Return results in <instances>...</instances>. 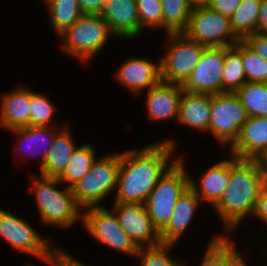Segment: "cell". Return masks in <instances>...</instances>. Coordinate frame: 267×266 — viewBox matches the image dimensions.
<instances>
[{
	"label": "cell",
	"instance_id": "1",
	"mask_svg": "<svg viewBox=\"0 0 267 266\" xmlns=\"http://www.w3.org/2000/svg\"><path fill=\"white\" fill-rule=\"evenodd\" d=\"M174 147L175 142L167 139L139 151L122 152L114 202L145 204L159 179L169 169L167 163Z\"/></svg>",
	"mask_w": 267,
	"mask_h": 266
},
{
	"label": "cell",
	"instance_id": "2",
	"mask_svg": "<svg viewBox=\"0 0 267 266\" xmlns=\"http://www.w3.org/2000/svg\"><path fill=\"white\" fill-rule=\"evenodd\" d=\"M265 186L262 169L256 159L230 160V179L214 210L227 228L224 236L234 232L246 216L254 215L257 199Z\"/></svg>",
	"mask_w": 267,
	"mask_h": 266
},
{
	"label": "cell",
	"instance_id": "3",
	"mask_svg": "<svg viewBox=\"0 0 267 266\" xmlns=\"http://www.w3.org/2000/svg\"><path fill=\"white\" fill-rule=\"evenodd\" d=\"M34 177L32 190L36 194V202L40 219L45 224L70 227L79 218H83L82 208L77 203L70 187L57 189L61 182L58 178Z\"/></svg>",
	"mask_w": 267,
	"mask_h": 266
},
{
	"label": "cell",
	"instance_id": "4",
	"mask_svg": "<svg viewBox=\"0 0 267 266\" xmlns=\"http://www.w3.org/2000/svg\"><path fill=\"white\" fill-rule=\"evenodd\" d=\"M183 159L176 158L169 165L145 202L149 218L159 232L168 224L179 197L190 187Z\"/></svg>",
	"mask_w": 267,
	"mask_h": 266
},
{
	"label": "cell",
	"instance_id": "5",
	"mask_svg": "<svg viewBox=\"0 0 267 266\" xmlns=\"http://www.w3.org/2000/svg\"><path fill=\"white\" fill-rule=\"evenodd\" d=\"M120 165L121 153L96 159L83 178L71 187L82 209L99 207V203L116 189Z\"/></svg>",
	"mask_w": 267,
	"mask_h": 266
},
{
	"label": "cell",
	"instance_id": "6",
	"mask_svg": "<svg viewBox=\"0 0 267 266\" xmlns=\"http://www.w3.org/2000/svg\"><path fill=\"white\" fill-rule=\"evenodd\" d=\"M109 35L114 34L102 16L88 14H83L60 34L65 53L84 62H90V58L103 49Z\"/></svg>",
	"mask_w": 267,
	"mask_h": 266
},
{
	"label": "cell",
	"instance_id": "7",
	"mask_svg": "<svg viewBox=\"0 0 267 266\" xmlns=\"http://www.w3.org/2000/svg\"><path fill=\"white\" fill-rule=\"evenodd\" d=\"M183 34L205 47H230L240 41L231 28L230 17L206 5L193 6Z\"/></svg>",
	"mask_w": 267,
	"mask_h": 266
},
{
	"label": "cell",
	"instance_id": "8",
	"mask_svg": "<svg viewBox=\"0 0 267 266\" xmlns=\"http://www.w3.org/2000/svg\"><path fill=\"white\" fill-rule=\"evenodd\" d=\"M167 52L160 60L161 81L182 85L200 60L205 46L190 40L183 33L167 34Z\"/></svg>",
	"mask_w": 267,
	"mask_h": 266
},
{
	"label": "cell",
	"instance_id": "9",
	"mask_svg": "<svg viewBox=\"0 0 267 266\" xmlns=\"http://www.w3.org/2000/svg\"><path fill=\"white\" fill-rule=\"evenodd\" d=\"M248 116L238 96L232 92L211 95L210 131L220 143L233 144Z\"/></svg>",
	"mask_w": 267,
	"mask_h": 266
},
{
	"label": "cell",
	"instance_id": "10",
	"mask_svg": "<svg viewBox=\"0 0 267 266\" xmlns=\"http://www.w3.org/2000/svg\"><path fill=\"white\" fill-rule=\"evenodd\" d=\"M86 210H83L82 221L92 237L123 254L130 256L137 254L139 248L121 228L114 211H108L103 206L90 207Z\"/></svg>",
	"mask_w": 267,
	"mask_h": 266
},
{
	"label": "cell",
	"instance_id": "11",
	"mask_svg": "<svg viewBox=\"0 0 267 266\" xmlns=\"http://www.w3.org/2000/svg\"><path fill=\"white\" fill-rule=\"evenodd\" d=\"M225 47H206L188 79L181 85L190 93H222V71Z\"/></svg>",
	"mask_w": 267,
	"mask_h": 266
},
{
	"label": "cell",
	"instance_id": "12",
	"mask_svg": "<svg viewBox=\"0 0 267 266\" xmlns=\"http://www.w3.org/2000/svg\"><path fill=\"white\" fill-rule=\"evenodd\" d=\"M0 237L14 250L23 251L41 260L51 254L49 240L43 239L37 231L22 218L0 209Z\"/></svg>",
	"mask_w": 267,
	"mask_h": 266
},
{
	"label": "cell",
	"instance_id": "13",
	"mask_svg": "<svg viewBox=\"0 0 267 266\" xmlns=\"http://www.w3.org/2000/svg\"><path fill=\"white\" fill-rule=\"evenodd\" d=\"M113 211L121 228L138 248L161 243L159 231L149 218L144 203L114 202Z\"/></svg>",
	"mask_w": 267,
	"mask_h": 266
},
{
	"label": "cell",
	"instance_id": "14",
	"mask_svg": "<svg viewBox=\"0 0 267 266\" xmlns=\"http://www.w3.org/2000/svg\"><path fill=\"white\" fill-rule=\"evenodd\" d=\"M101 16L115 37L131 39L140 34L136 0H106Z\"/></svg>",
	"mask_w": 267,
	"mask_h": 266
},
{
	"label": "cell",
	"instance_id": "15",
	"mask_svg": "<svg viewBox=\"0 0 267 266\" xmlns=\"http://www.w3.org/2000/svg\"><path fill=\"white\" fill-rule=\"evenodd\" d=\"M230 150L237 158L257 160L267 150V117H248Z\"/></svg>",
	"mask_w": 267,
	"mask_h": 266
},
{
	"label": "cell",
	"instance_id": "16",
	"mask_svg": "<svg viewBox=\"0 0 267 266\" xmlns=\"http://www.w3.org/2000/svg\"><path fill=\"white\" fill-rule=\"evenodd\" d=\"M124 61L116 73L118 82L129 90L136 92L147 91L161 81L160 63L153 64L146 58H129Z\"/></svg>",
	"mask_w": 267,
	"mask_h": 266
},
{
	"label": "cell",
	"instance_id": "17",
	"mask_svg": "<svg viewBox=\"0 0 267 266\" xmlns=\"http://www.w3.org/2000/svg\"><path fill=\"white\" fill-rule=\"evenodd\" d=\"M183 88L179 84L160 81L147 92L146 109L150 120L178 119Z\"/></svg>",
	"mask_w": 267,
	"mask_h": 266
},
{
	"label": "cell",
	"instance_id": "18",
	"mask_svg": "<svg viewBox=\"0 0 267 266\" xmlns=\"http://www.w3.org/2000/svg\"><path fill=\"white\" fill-rule=\"evenodd\" d=\"M200 204V199L189 187L177 200L174 211L168 224L159 232L162 243L175 244L187 229L196 208Z\"/></svg>",
	"mask_w": 267,
	"mask_h": 266
},
{
	"label": "cell",
	"instance_id": "19",
	"mask_svg": "<svg viewBox=\"0 0 267 266\" xmlns=\"http://www.w3.org/2000/svg\"><path fill=\"white\" fill-rule=\"evenodd\" d=\"M0 112V127L14 130L29 126L30 90L17 87L3 95Z\"/></svg>",
	"mask_w": 267,
	"mask_h": 266
},
{
	"label": "cell",
	"instance_id": "20",
	"mask_svg": "<svg viewBox=\"0 0 267 266\" xmlns=\"http://www.w3.org/2000/svg\"><path fill=\"white\" fill-rule=\"evenodd\" d=\"M211 115V95L182 92L178 121L198 131L207 132Z\"/></svg>",
	"mask_w": 267,
	"mask_h": 266
},
{
	"label": "cell",
	"instance_id": "21",
	"mask_svg": "<svg viewBox=\"0 0 267 266\" xmlns=\"http://www.w3.org/2000/svg\"><path fill=\"white\" fill-rule=\"evenodd\" d=\"M230 179V160H223L213 164L202 177L198 188L190 177V187L200 200L210 202L215 206L221 199Z\"/></svg>",
	"mask_w": 267,
	"mask_h": 266
},
{
	"label": "cell",
	"instance_id": "22",
	"mask_svg": "<svg viewBox=\"0 0 267 266\" xmlns=\"http://www.w3.org/2000/svg\"><path fill=\"white\" fill-rule=\"evenodd\" d=\"M70 132L65 128L55 134L53 144L44 164L40 167L41 175L58 178L65 170L76 148Z\"/></svg>",
	"mask_w": 267,
	"mask_h": 266
},
{
	"label": "cell",
	"instance_id": "23",
	"mask_svg": "<svg viewBox=\"0 0 267 266\" xmlns=\"http://www.w3.org/2000/svg\"><path fill=\"white\" fill-rule=\"evenodd\" d=\"M246 82L242 60V40L235 45L225 47V59L222 71V93H235Z\"/></svg>",
	"mask_w": 267,
	"mask_h": 266
},
{
	"label": "cell",
	"instance_id": "24",
	"mask_svg": "<svg viewBox=\"0 0 267 266\" xmlns=\"http://www.w3.org/2000/svg\"><path fill=\"white\" fill-rule=\"evenodd\" d=\"M49 128H51V130H52V126H26L23 128L10 130L12 132H15L16 135H19L18 137H20L19 138L20 141H18V143H21L20 144L21 146L16 143L15 145H17V146L14 145L15 151L17 152L18 148L20 149V147H21L26 152L28 149H25V148L28 145L31 148L28 151H30V150L35 151L36 149L42 147L43 152L41 151V153H42L43 159L41 161V165H40V167H41L44 164V162L48 156V153L51 149V145L53 144L55 134H56L54 130L51 133V130ZM27 142L30 144H27ZM24 146H25V148H24ZM32 153H33V156H36L40 153V150L39 151L36 150V155L34 152H32Z\"/></svg>",
	"mask_w": 267,
	"mask_h": 266
},
{
	"label": "cell",
	"instance_id": "25",
	"mask_svg": "<svg viewBox=\"0 0 267 266\" xmlns=\"http://www.w3.org/2000/svg\"><path fill=\"white\" fill-rule=\"evenodd\" d=\"M162 27L166 34L183 33L188 25L193 5L189 0H160Z\"/></svg>",
	"mask_w": 267,
	"mask_h": 266
},
{
	"label": "cell",
	"instance_id": "26",
	"mask_svg": "<svg viewBox=\"0 0 267 266\" xmlns=\"http://www.w3.org/2000/svg\"><path fill=\"white\" fill-rule=\"evenodd\" d=\"M94 147L89 143H86L80 147L76 146L71 158L63 171L58 177V180L62 183H67L68 187H72L89 171L92 164L95 161Z\"/></svg>",
	"mask_w": 267,
	"mask_h": 266
},
{
	"label": "cell",
	"instance_id": "27",
	"mask_svg": "<svg viewBox=\"0 0 267 266\" xmlns=\"http://www.w3.org/2000/svg\"><path fill=\"white\" fill-rule=\"evenodd\" d=\"M235 94L248 117H267V83L245 82Z\"/></svg>",
	"mask_w": 267,
	"mask_h": 266
},
{
	"label": "cell",
	"instance_id": "28",
	"mask_svg": "<svg viewBox=\"0 0 267 266\" xmlns=\"http://www.w3.org/2000/svg\"><path fill=\"white\" fill-rule=\"evenodd\" d=\"M261 1L262 0H242L239 7L230 17L231 28L240 40L257 32Z\"/></svg>",
	"mask_w": 267,
	"mask_h": 266
},
{
	"label": "cell",
	"instance_id": "29",
	"mask_svg": "<svg viewBox=\"0 0 267 266\" xmlns=\"http://www.w3.org/2000/svg\"><path fill=\"white\" fill-rule=\"evenodd\" d=\"M48 6L50 21L54 31L62 34L82 15L77 0H43Z\"/></svg>",
	"mask_w": 267,
	"mask_h": 266
},
{
	"label": "cell",
	"instance_id": "30",
	"mask_svg": "<svg viewBox=\"0 0 267 266\" xmlns=\"http://www.w3.org/2000/svg\"><path fill=\"white\" fill-rule=\"evenodd\" d=\"M228 236H215L204 253L200 266H232L241 254Z\"/></svg>",
	"mask_w": 267,
	"mask_h": 266
},
{
	"label": "cell",
	"instance_id": "31",
	"mask_svg": "<svg viewBox=\"0 0 267 266\" xmlns=\"http://www.w3.org/2000/svg\"><path fill=\"white\" fill-rule=\"evenodd\" d=\"M173 243H160L138 249L135 257H140L141 266H183V263L172 259L168 254Z\"/></svg>",
	"mask_w": 267,
	"mask_h": 266
},
{
	"label": "cell",
	"instance_id": "32",
	"mask_svg": "<svg viewBox=\"0 0 267 266\" xmlns=\"http://www.w3.org/2000/svg\"><path fill=\"white\" fill-rule=\"evenodd\" d=\"M242 60L246 82L267 83V60L242 41Z\"/></svg>",
	"mask_w": 267,
	"mask_h": 266
},
{
	"label": "cell",
	"instance_id": "33",
	"mask_svg": "<svg viewBox=\"0 0 267 266\" xmlns=\"http://www.w3.org/2000/svg\"><path fill=\"white\" fill-rule=\"evenodd\" d=\"M54 106L46 95L30 90L29 126H50Z\"/></svg>",
	"mask_w": 267,
	"mask_h": 266
},
{
	"label": "cell",
	"instance_id": "34",
	"mask_svg": "<svg viewBox=\"0 0 267 266\" xmlns=\"http://www.w3.org/2000/svg\"><path fill=\"white\" fill-rule=\"evenodd\" d=\"M140 21V33L144 26L149 28L162 27V8L160 0H136Z\"/></svg>",
	"mask_w": 267,
	"mask_h": 266
},
{
	"label": "cell",
	"instance_id": "35",
	"mask_svg": "<svg viewBox=\"0 0 267 266\" xmlns=\"http://www.w3.org/2000/svg\"><path fill=\"white\" fill-rule=\"evenodd\" d=\"M53 252V253H52ZM42 260L50 263V266H87L81 263L79 260L73 258L70 254H67L64 250L53 248L51 254L44 257Z\"/></svg>",
	"mask_w": 267,
	"mask_h": 266
},
{
	"label": "cell",
	"instance_id": "36",
	"mask_svg": "<svg viewBox=\"0 0 267 266\" xmlns=\"http://www.w3.org/2000/svg\"><path fill=\"white\" fill-rule=\"evenodd\" d=\"M242 41L255 53L267 60V35L256 32L246 36Z\"/></svg>",
	"mask_w": 267,
	"mask_h": 266
},
{
	"label": "cell",
	"instance_id": "37",
	"mask_svg": "<svg viewBox=\"0 0 267 266\" xmlns=\"http://www.w3.org/2000/svg\"><path fill=\"white\" fill-rule=\"evenodd\" d=\"M241 1L242 0H209L206 6L222 15L231 17L241 4Z\"/></svg>",
	"mask_w": 267,
	"mask_h": 266
},
{
	"label": "cell",
	"instance_id": "38",
	"mask_svg": "<svg viewBox=\"0 0 267 266\" xmlns=\"http://www.w3.org/2000/svg\"><path fill=\"white\" fill-rule=\"evenodd\" d=\"M83 14L101 15L106 0H77Z\"/></svg>",
	"mask_w": 267,
	"mask_h": 266
},
{
	"label": "cell",
	"instance_id": "39",
	"mask_svg": "<svg viewBox=\"0 0 267 266\" xmlns=\"http://www.w3.org/2000/svg\"><path fill=\"white\" fill-rule=\"evenodd\" d=\"M253 216H255V218H259L267 226V185H265L260 191Z\"/></svg>",
	"mask_w": 267,
	"mask_h": 266
},
{
	"label": "cell",
	"instance_id": "40",
	"mask_svg": "<svg viewBox=\"0 0 267 266\" xmlns=\"http://www.w3.org/2000/svg\"><path fill=\"white\" fill-rule=\"evenodd\" d=\"M257 33L267 35V0H262L260 4Z\"/></svg>",
	"mask_w": 267,
	"mask_h": 266
},
{
	"label": "cell",
	"instance_id": "41",
	"mask_svg": "<svg viewBox=\"0 0 267 266\" xmlns=\"http://www.w3.org/2000/svg\"><path fill=\"white\" fill-rule=\"evenodd\" d=\"M257 161L260 165V168L262 169L265 185H267V150L259 156Z\"/></svg>",
	"mask_w": 267,
	"mask_h": 266
},
{
	"label": "cell",
	"instance_id": "42",
	"mask_svg": "<svg viewBox=\"0 0 267 266\" xmlns=\"http://www.w3.org/2000/svg\"><path fill=\"white\" fill-rule=\"evenodd\" d=\"M189 2L193 6H201V5H206L209 2V0H189Z\"/></svg>",
	"mask_w": 267,
	"mask_h": 266
},
{
	"label": "cell",
	"instance_id": "43",
	"mask_svg": "<svg viewBox=\"0 0 267 266\" xmlns=\"http://www.w3.org/2000/svg\"><path fill=\"white\" fill-rule=\"evenodd\" d=\"M232 266H248L241 256Z\"/></svg>",
	"mask_w": 267,
	"mask_h": 266
}]
</instances>
